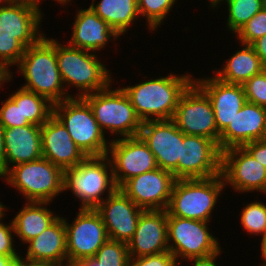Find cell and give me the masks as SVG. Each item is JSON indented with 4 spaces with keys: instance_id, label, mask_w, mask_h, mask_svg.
Returning <instances> with one entry per match:
<instances>
[{
    "instance_id": "cell-5",
    "label": "cell",
    "mask_w": 266,
    "mask_h": 266,
    "mask_svg": "<svg viewBox=\"0 0 266 266\" xmlns=\"http://www.w3.org/2000/svg\"><path fill=\"white\" fill-rule=\"evenodd\" d=\"M108 158V155L86 157L78 166L64 171V190H71L82 201L80 208L95 209L104 200L101 197L106 190L110 196L118 189Z\"/></svg>"
},
{
    "instance_id": "cell-34",
    "label": "cell",
    "mask_w": 266,
    "mask_h": 266,
    "mask_svg": "<svg viewBox=\"0 0 266 266\" xmlns=\"http://www.w3.org/2000/svg\"><path fill=\"white\" fill-rule=\"evenodd\" d=\"M176 0H137L138 13L147 18L150 31L156 29L171 10Z\"/></svg>"
},
{
    "instance_id": "cell-51",
    "label": "cell",
    "mask_w": 266,
    "mask_h": 266,
    "mask_svg": "<svg viewBox=\"0 0 266 266\" xmlns=\"http://www.w3.org/2000/svg\"><path fill=\"white\" fill-rule=\"evenodd\" d=\"M15 0H0V3H4L5 4V2L8 4V3H12V2H14Z\"/></svg>"
},
{
    "instance_id": "cell-30",
    "label": "cell",
    "mask_w": 266,
    "mask_h": 266,
    "mask_svg": "<svg viewBox=\"0 0 266 266\" xmlns=\"http://www.w3.org/2000/svg\"><path fill=\"white\" fill-rule=\"evenodd\" d=\"M129 259L127 243L108 239L93 258L72 266H127Z\"/></svg>"
},
{
    "instance_id": "cell-12",
    "label": "cell",
    "mask_w": 266,
    "mask_h": 266,
    "mask_svg": "<svg viewBox=\"0 0 266 266\" xmlns=\"http://www.w3.org/2000/svg\"><path fill=\"white\" fill-rule=\"evenodd\" d=\"M113 177L118 189L129 179L158 168L156 158L140 136L109 142Z\"/></svg>"
},
{
    "instance_id": "cell-27",
    "label": "cell",
    "mask_w": 266,
    "mask_h": 266,
    "mask_svg": "<svg viewBox=\"0 0 266 266\" xmlns=\"http://www.w3.org/2000/svg\"><path fill=\"white\" fill-rule=\"evenodd\" d=\"M94 5L93 1L91 9L120 36L139 16L137 0H101Z\"/></svg>"
},
{
    "instance_id": "cell-33",
    "label": "cell",
    "mask_w": 266,
    "mask_h": 266,
    "mask_svg": "<svg viewBox=\"0 0 266 266\" xmlns=\"http://www.w3.org/2000/svg\"><path fill=\"white\" fill-rule=\"evenodd\" d=\"M241 224L247 232L262 235V244L266 241V204L251 202L241 212Z\"/></svg>"
},
{
    "instance_id": "cell-46",
    "label": "cell",
    "mask_w": 266,
    "mask_h": 266,
    "mask_svg": "<svg viewBox=\"0 0 266 266\" xmlns=\"http://www.w3.org/2000/svg\"><path fill=\"white\" fill-rule=\"evenodd\" d=\"M11 73L12 72L9 71L8 67L0 61V87L5 81L7 82L12 78Z\"/></svg>"
},
{
    "instance_id": "cell-17",
    "label": "cell",
    "mask_w": 266,
    "mask_h": 266,
    "mask_svg": "<svg viewBox=\"0 0 266 266\" xmlns=\"http://www.w3.org/2000/svg\"><path fill=\"white\" fill-rule=\"evenodd\" d=\"M95 210L100 214L109 239L128 243L144 211L120 189L103 200Z\"/></svg>"
},
{
    "instance_id": "cell-47",
    "label": "cell",
    "mask_w": 266,
    "mask_h": 266,
    "mask_svg": "<svg viewBox=\"0 0 266 266\" xmlns=\"http://www.w3.org/2000/svg\"><path fill=\"white\" fill-rule=\"evenodd\" d=\"M17 259L11 257L0 255V266H16Z\"/></svg>"
},
{
    "instance_id": "cell-21",
    "label": "cell",
    "mask_w": 266,
    "mask_h": 266,
    "mask_svg": "<svg viewBox=\"0 0 266 266\" xmlns=\"http://www.w3.org/2000/svg\"><path fill=\"white\" fill-rule=\"evenodd\" d=\"M194 82L209 97L216 126L221 134L247 101L243 85L222 82L215 75L208 79H196Z\"/></svg>"
},
{
    "instance_id": "cell-7",
    "label": "cell",
    "mask_w": 266,
    "mask_h": 266,
    "mask_svg": "<svg viewBox=\"0 0 266 266\" xmlns=\"http://www.w3.org/2000/svg\"><path fill=\"white\" fill-rule=\"evenodd\" d=\"M27 202H48L64 190V171L45 158L21 163L2 176Z\"/></svg>"
},
{
    "instance_id": "cell-24",
    "label": "cell",
    "mask_w": 266,
    "mask_h": 266,
    "mask_svg": "<svg viewBox=\"0 0 266 266\" xmlns=\"http://www.w3.org/2000/svg\"><path fill=\"white\" fill-rule=\"evenodd\" d=\"M26 258L37 262L67 263L66 229L63 217H59L39 236L29 242Z\"/></svg>"
},
{
    "instance_id": "cell-44",
    "label": "cell",
    "mask_w": 266,
    "mask_h": 266,
    "mask_svg": "<svg viewBox=\"0 0 266 266\" xmlns=\"http://www.w3.org/2000/svg\"><path fill=\"white\" fill-rule=\"evenodd\" d=\"M3 131L4 128L0 125V177L5 174V146Z\"/></svg>"
},
{
    "instance_id": "cell-8",
    "label": "cell",
    "mask_w": 266,
    "mask_h": 266,
    "mask_svg": "<svg viewBox=\"0 0 266 266\" xmlns=\"http://www.w3.org/2000/svg\"><path fill=\"white\" fill-rule=\"evenodd\" d=\"M82 98L89 104L103 133L107 129L124 138L139 136L142 121L122 88L110 90L107 86Z\"/></svg>"
},
{
    "instance_id": "cell-10",
    "label": "cell",
    "mask_w": 266,
    "mask_h": 266,
    "mask_svg": "<svg viewBox=\"0 0 266 266\" xmlns=\"http://www.w3.org/2000/svg\"><path fill=\"white\" fill-rule=\"evenodd\" d=\"M208 222L171 216L167 212L169 252L175 257L189 260L211 255L221 248L218 240L208 231ZM171 245L169 243L172 242Z\"/></svg>"
},
{
    "instance_id": "cell-40",
    "label": "cell",
    "mask_w": 266,
    "mask_h": 266,
    "mask_svg": "<svg viewBox=\"0 0 266 266\" xmlns=\"http://www.w3.org/2000/svg\"><path fill=\"white\" fill-rule=\"evenodd\" d=\"M243 147L266 167V138L247 143Z\"/></svg>"
},
{
    "instance_id": "cell-50",
    "label": "cell",
    "mask_w": 266,
    "mask_h": 266,
    "mask_svg": "<svg viewBox=\"0 0 266 266\" xmlns=\"http://www.w3.org/2000/svg\"><path fill=\"white\" fill-rule=\"evenodd\" d=\"M262 9L266 11V0H261Z\"/></svg>"
},
{
    "instance_id": "cell-6",
    "label": "cell",
    "mask_w": 266,
    "mask_h": 266,
    "mask_svg": "<svg viewBox=\"0 0 266 266\" xmlns=\"http://www.w3.org/2000/svg\"><path fill=\"white\" fill-rule=\"evenodd\" d=\"M56 41L58 69L64 83L78 87L83 92L78 97L95 93L110 86L111 77L108 69L96 54L73 46H62Z\"/></svg>"
},
{
    "instance_id": "cell-11",
    "label": "cell",
    "mask_w": 266,
    "mask_h": 266,
    "mask_svg": "<svg viewBox=\"0 0 266 266\" xmlns=\"http://www.w3.org/2000/svg\"><path fill=\"white\" fill-rule=\"evenodd\" d=\"M67 241V263L73 265L91 259L109 239L100 214L91 208H80L72 224L64 219Z\"/></svg>"
},
{
    "instance_id": "cell-22",
    "label": "cell",
    "mask_w": 266,
    "mask_h": 266,
    "mask_svg": "<svg viewBox=\"0 0 266 266\" xmlns=\"http://www.w3.org/2000/svg\"><path fill=\"white\" fill-rule=\"evenodd\" d=\"M5 173L15 166L42 158L41 126L29 124L4 128Z\"/></svg>"
},
{
    "instance_id": "cell-29",
    "label": "cell",
    "mask_w": 266,
    "mask_h": 266,
    "mask_svg": "<svg viewBox=\"0 0 266 266\" xmlns=\"http://www.w3.org/2000/svg\"><path fill=\"white\" fill-rule=\"evenodd\" d=\"M42 36L39 32H7L0 29V61L7 67L17 65L25 49Z\"/></svg>"
},
{
    "instance_id": "cell-48",
    "label": "cell",
    "mask_w": 266,
    "mask_h": 266,
    "mask_svg": "<svg viewBox=\"0 0 266 266\" xmlns=\"http://www.w3.org/2000/svg\"><path fill=\"white\" fill-rule=\"evenodd\" d=\"M261 252H262V257L266 262V241L263 244H261Z\"/></svg>"
},
{
    "instance_id": "cell-49",
    "label": "cell",
    "mask_w": 266,
    "mask_h": 266,
    "mask_svg": "<svg viewBox=\"0 0 266 266\" xmlns=\"http://www.w3.org/2000/svg\"><path fill=\"white\" fill-rule=\"evenodd\" d=\"M6 207L0 202V220L4 217V209Z\"/></svg>"
},
{
    "instance_id": "cell-20",
    "label": "cell",
    "mask_w": 266,
    "mask_h": 266,
    "mask_svg": "<svg viewBox=\"0 0 266 266\" xmlns=\"http://www.w3.org/2000/svg\"><path fill=\"white\" fill-rule=\"evenodd\" d=\"M266 138V108L246 101L232 122L220 134L219 149L224 151L232 147Z\"/></svg>"
},
{
    "instance_id": "cell-36",
    "label": "cell",
    "mask_w": 266,
    "mask_h": 266,
    "mask_svg": "<svg viewBox=\"0 0 266 266\" xmlns=\"http://www.w3.org/2000/svg\"><path fill=\"white\" fill-rule=\"evenodd\" d=\"M242 44L251 45L266 35V11L261 9L236 33Z\"/></svg>"
},
{
    "instance_id": "cell-3",
    "label": "cell",
    "mask_w": 266,
    "mask_h": 266,
    "mask_svg": "<svg viewBox=\"0 0 266 266\" xmlns=\"http://www.w3.org/2000/svg\"><path fill=\"white\" fill-rule=\"evenodd\" d=\"M225 185L221 174L206 179H178L166 210L171 216L209 222Z\"/></svg>"
},
{
    "instance_id": "cell-18",
    "label": "cell",
    "mask_w": 266,
    "mask_h": 266,
    "mask_svg": "<svg viewBox=\"0 0 266 266\" xmlns=\"http://www.w3.org/2000/svg\"><path fill=\"white\" fill-rule=\"evenodd\" d=\"M127 248L130 258L168 252L167 210H144Z\"/></svg>"
},
{
    "instance_id": "cell-31",
    "label": "cell",
    "mask_w": 266,
    "mask_h": 266,
    "mask_svg": "<svg viewBox=\"0 0 266 266\" xmlns=\"http://www.w3.org/2000/svg\"><path fill=\"white\" fill-rule=\"evenodd\" d=\"M53 105L44 96L21 87V112L31 124L42 126L53 115Z\"/></svg>"
},
{
    "instance_id": "cell-45",
    "label": "cell",
    "mask_w": 266,
    "mask_h": 266,
    "mask_svg": "<svg viewBox=\"0 0 266 266\" xmlns=\"http://www.w3.org/2000/svg\"><path fill=\"white\" fill-rule=\"evenodd\" d=\"M56 1L62 3L63 5L64 4L66 5V3L71 1V0H56ZM15 2H19V3H22L26 6L32 7L42 14L41 10L39 9V3H40L39 0H15Z\"/></svg>"
},
{
    "instance_id": "cell-39",
    "label": "cell",
    "mask_w": 266,
    "mask_h": 266,
    "mask_svg": "<svg viewBox=\"0 0 266 266\" xmlns=\"http://www.w3.org/2000/svg\"><path fill=\"white\" fill-rule=\"evenodd\" d=\"M2 221V220H0ZM14 232L13 223L10 225L0 222V255H5L13 259L21 257L16 253L13 246V238L11 235Z\"/></svg>"
},
{
    "instance_id": "cell-14",
    "label": "cell",
    "mask_w": 266,
    "mask_h": 266,
    "mask_svg": "<svg viewBox=\"0 0 266 266\" xmlns=\"http://www.w3.org/2000/svg\"><path fill=\"white\" fill-rule=\"evenodd\" d=\"M221 175L224 183L239 192L261 191L266 194V167L244 147L221 152Z\"/></svg>"
},
{
    "instance_id": "cell-38",
    "label": "cell",
    "mask_w": 266,
    "mask_h": 266,
    "mask_svg": "<svg viewBox=\"0 0 266 266\" xmlns=\"http://www.w3.org/2000/svg\"><path fill=\"white\" fill-rule=\"evenodd\" d=\"M175 257L168 251L158 254L130 258L127 266H177Z\"/></svg>"
},
{
    "instance_id": "cell-16",
    "label": "cell",
    "mask_w": 266,
    "mask_h": 266,
    "mask_svg": "<svg viewBox=\"0 0 266 266\" xmlns=\"http://www.w3.org/2000/svg\"><path fill=\"white\" fill-rule=\"evenodd\" d=\"M221 174V151L211 139L183 133L178 179H206Z\"/></svg>"
},
{
    "instance_id": "cell-32",
    "label": "cell",
    "mask_w": 266,
    "mask_h": 266,
    "mask_svg": "<svg viewBox=\"0 0 266 266\" xmlns=\"http://www.w3.org/2000/svg\"><path fill=\"white\" fill-rule=\"evenodd\" d=\"M220 1L211 0V6L215 8ZM228 4V28L236 34L257 12L262 9L261 0H225Z\"/></svg>"
},
{
    "instance_id": "cell-2",
    "label": "cell",
    "mask_w": 266,
    "mask_h": 266,
    "mask_svg": "<svg viewBox=\"0 0 266 266\" xmlns=\"http://www.w3.org/2000/svg\"><path fill=\"white\" fill-rule=\"evenodd\" d=\"M189 75L151 79L122 88L142 121L172 119L183 92L194 81Z\"/></svg>"
},
{
    "instance_id": "cell-42",
    "label": "cell",
    "mask_w": 266,
    "mask_h": 266,
    "mask_svg": "<svg viewBox=\"0 0 266 266\" xmlns=\"http://www.w3.org/2000/svg\"><path fill=\"white\" fill-rule=\"evenodd\" d=\"M221 249L211 255L205 257H198L189 259V261H193V266H218L215 263V259L220 255ZM219 254V255H218Z\"/></svg>"
},
{
    "instance_id": "cell-13",
    "label": "cell",
    "mask_w": 266,
    "mask_h": 266,
    "mask_svg": "<svg viewBox=\"0 0 266 266\" xmlns=\"http://www.w3.org/2000/svg\"><path fill=\"white\" fill-rule=\"evenodd\" d=\"M139 136L154 154L159 168L178 180V161H182L183 132L172 119L142 122Z\"/></svg>"
},
{
    "instance_id": "cell-41",
    "label": "cell",
    "mask_w": 266,
    "mask_h": 266,
    "mask_svg": "<svg viewBox=\"0 0 266 266\" xmlns=\"http://www.w3.org/2000/svg\"><path fill=\"white\" fill-rule=\"evenodd\" d=\"M251 46L259 56L262 65L266 68V35L254 41Z\"/></svg>"
},
{
    "instance_id": "cell-37",
    "label": "cell",
    "mask_w": 266,
    "mask_h": 266,
    "mask_svg": "<svg viewBox=\"0 0 266 266\" xmlns=\"http://www.w3.org/2000/svg\"><path fill=\"white\" fill-rule=\"evenodd\" d=\"M246 100L266 108V68L244 84Z\"/></svg>"
},
{
    "instance_id": "cell-26",
    "label": "cell",
    "mask_w": 266,
    "mask_h": 266,
    "mask_svg": "<svg viewBox=\"0 0 266 266\" xmlns=\"http://www.w3.org/2000/svg\"><path fill=\"white\" fill-rule=\"evenodd\" d=\"M242 48L228 59L222 71L217 72L220 81L228 84H244L247 80L260 73L265 67L251 45L242 44Z\"/></svg>"
},
{
    "instance_id": "cell-15",
    "label": "cell",
    "mask_w": 266,
    "mask_h": 266,
    "mask_svg": "<svg viewBox=\"0 0 266 266\" xmlns=\"http://www.w3.org/2000/svg\"><path fill=\"white\" fill-rule=\"evenodd\" d=\"M175 181L170 171L158 167L127 180L119 189L143 210H166Z\"/></svg>"
},
{
    "instance_id": "cell-1",
    "label": "cell",
    "mask_w": 266,
    "mask_h": 266,
    "mask_svg": "<svg viewBox=\"0 0 266 266\" xmlns=\"http://www.w3.org/2000/svg\"><path fill=\"white\" fill-rule=\"evenodd\" d=\"M17 67L27 82L21 87L44 96L52 104L73 97L65 93L67 89L63 88L65 84L56 58V39H47L43 35L34 45L25 49Z\"/></svg>"
},
{
    "instance_id": "cell-19",
    "label": "cell",
    "mask_w": 266,
    "mask_h": 266,
    "mask_svg": "<svg viewBox=\"0 0 266 266\" xmlns=\"http://www.w3.org/2000/svg\"><path fill=\"white\" fill-rule=\"evenodd\" d=\"M41 146L43 158L63 171L78 166L87 157L54 114L41 126Z\"/></svg>"
},
{
    "instance_id": "cell-23",
    "label": "cell",
    "mask_w": 266,
    "mask_h": 266,
    "mask_svg": "<svg viewBox=\"0 0 266 266\" xmlns=\"http://www.w3.org/2000/svg\"><path fill=\"white\" fill-rule=\"evenodd\" d=\"M73 24L70 46L87 51H99L105 47L111 37L119 38L107 22L102 20L92 9L78 10Z\"/></svg>"
},
{
    "instance_id": "cell-28",
    "label": "cell",
    "mask_w": 266,
    "mask_h": 266,
    "mask_svg": "<svg viewBox=\"0 0 266 266\" xmlns=\"http://www.w3.org/2000/svg\"><path fill=\"white\" fill-rule=\"evenodd\" d=\"M4 5H0V29L7 32H39L40 12L15 1Z\"/></svg>"
},
{
    "instance_id": "cell-25",
    "label": "cell",
    "mask_w": 266,
    "mask_h": 266,
    "mask_svg": "<svg viewBox=\"0 0 266 266\" xmlns=\"http://www.w3.org/2000/svg\"><path fill=\"white\" fill-rule=\"evenodd\" d=\"M46 204L48 202H28L12 220L14 233L23 243L39 236L59 218L44 206Z\"/></svg>"
},
{
    "instance_id": "cell-4",
    "label": "cell",
    "mask_w": 266,
    "mask_h": 266,
    "mask_svg": "<svg viewBox=\"0 0 266 266\" xmlns=\"http://www.w3.org/2000/svg\"><path fill=\"white\" fill-rule=\"evenodd\" d=\"M53 114L63 123L72 140L87 157L108 155L109 143L89 104L82 97H71L54 104Z\"/></svg>"
},
{
    "instance_id": "cell-9",
    "label": "cell",
    "mask_w": 266,
    "mask_h": 266,
    "mask_svg": "<svg viewBox=\"0 0 266 266\" xmlns=\"http://www.w3.org/2000/svg\"><path fill=\"white\" fill-rule=\"evenodd\" d=\"M172 120L184 134L209 138L219 146L212 103L194 81L180 96Z\"/></svg>"
},
{
    "instance_id": "cell-35",
    "label": "cell",
    "mask_w": 266,
    "mask_h": 266,
    "mask_svg": "<svg viewBox=\"0 0 266 266\" xmlns=\"http://www.w3.org/2000/svg\"><path fill=\"white\" fill-rule=\"evenodd\" d=\"M0 107V125L3 128L26 126L31 124L27 118H23L21 112V87L13 93Z\"/></svg>"
},
{
    "instance_id": "cell-43",
    "label": "cell",
    "mask_w": 266,
    "mask_h": 266,
    "mask_svg": "<svg viewBox=\"0 0 266 266\" xmlns=\"http://www.w3.org/2000/svg\"><path fill=\"white\" fill-rule=\"evenodd\" d=\"M16 266H72L69 263H58V262H37V261H30L27 259H23V257H19L17 259Z\"/></svg>"
}]
</instances>
